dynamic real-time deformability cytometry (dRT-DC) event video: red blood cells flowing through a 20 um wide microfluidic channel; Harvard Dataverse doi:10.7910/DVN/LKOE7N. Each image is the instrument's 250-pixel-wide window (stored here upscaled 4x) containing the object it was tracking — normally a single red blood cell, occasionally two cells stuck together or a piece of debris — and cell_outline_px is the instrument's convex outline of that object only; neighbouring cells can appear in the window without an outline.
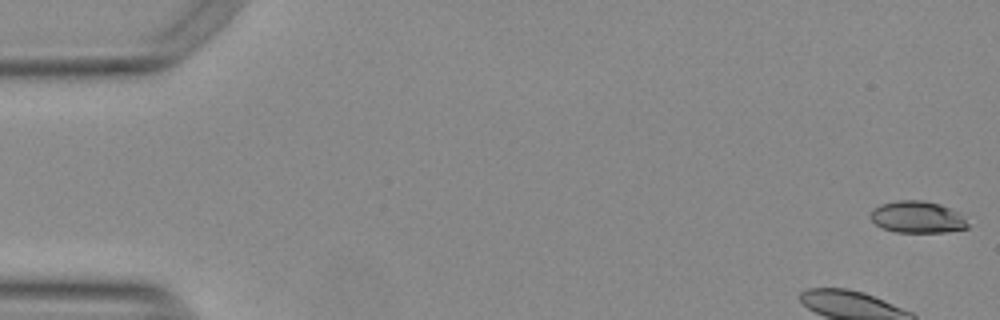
{"species": "Egyptian fruit bat (a non-hibernating species)", "species_latin": "Rousettus aegyptiacus", "temperature_condition": "warm", "stored_images_in_passage": 18, "camera_frame_rate_fps": 3000, "um_per_image_px": 0.085, "animal": {"sex": "female"}, "frame": {"image": 1, "passage_image": 1, "time_ms": 0.0, "image_size_px": [1000, 320], "cell_outline_px": [[968, 228], [944, 232], [896, 232], [884, 228], [876, 224], [868, 216], [880, 204], [896, 200], [924, 200], [940, 204], [960, 212], [968, 224]], "centroid_in_image_um": [77.99, 18.44], "position_along_channel_um": 7.0, "area_um2": 18.03}}